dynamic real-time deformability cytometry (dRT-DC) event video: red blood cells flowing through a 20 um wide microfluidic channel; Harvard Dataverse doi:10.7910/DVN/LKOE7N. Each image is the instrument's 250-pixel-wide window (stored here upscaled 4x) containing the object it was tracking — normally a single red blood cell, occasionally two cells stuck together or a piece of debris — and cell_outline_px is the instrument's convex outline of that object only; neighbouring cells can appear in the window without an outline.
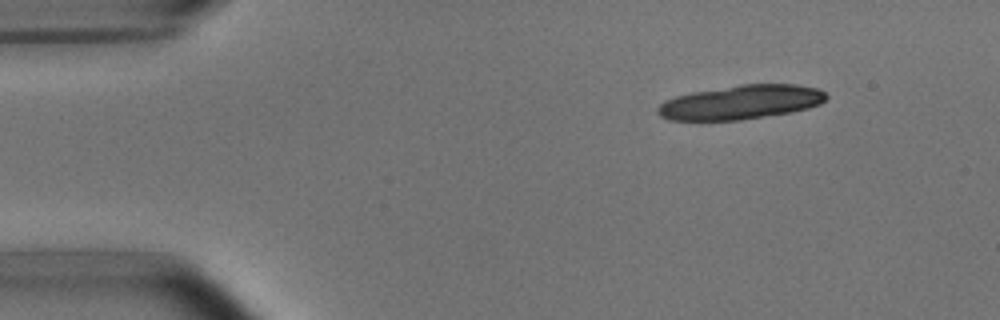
{"species": "common noctule bat (a hibernating species)", "species_latin": "Nyctalus noctula", "temperature_condition": "room temperature", "stored_images_in_passage": 4, "camera_frame_rate_fps": 3000, "um_per_image_px": 0.085, "animal": {"sex": "male", "body_mass_g": 15.6}, "frame": {"image": 1, "passage_image": 2, "time_ms": 0.333, "image_size_px": [1000, 320], "cell_outline_px": [[828, 96], [820, 104], [808, 108], [792, 112], [740, 120], [668, 120], [660, 116], [656, 112], [656, 108], [664, 100], [676, 96], [692, 92], [740, 84], [796, 84], [816, 88], [824, 92]], "centroid_in_image_um": [62.95, 8.69], "position_along_channel_um": 22.1, "area_um2": 33.58}}